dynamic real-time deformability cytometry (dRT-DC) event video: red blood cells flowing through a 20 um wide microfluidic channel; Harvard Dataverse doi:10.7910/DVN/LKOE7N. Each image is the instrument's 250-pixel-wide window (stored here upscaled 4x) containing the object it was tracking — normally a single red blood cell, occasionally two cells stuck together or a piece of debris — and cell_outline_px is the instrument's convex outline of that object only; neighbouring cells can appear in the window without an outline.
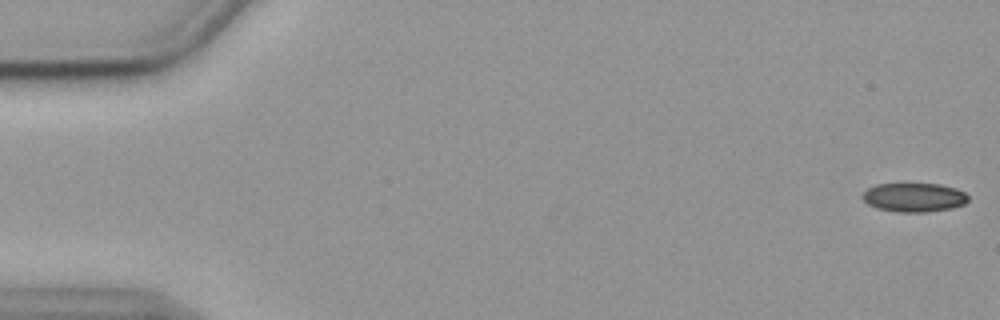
{"species": "common noctule bat (a hibernating species)", "species_latin": "Nyctalus noctula", "temperature_condition": "cold", "stored_images_in_passage": 9, "camera_frame_rate_fps": 3000, "um_per_image_px": 0.085, "animal": {"sex": "female", "body_mass_g": 19.9}, "frame": {"image": 1, "passage_image": 1, "time_ms": 0.0, "image_size_px": [1000, 320], "cell_outline_px": [[968, 200], [964, 204], [952, 208], [924, 212], [900, 212], [876, 208], [868, 204], [860, 196], [868, 188], [876, 184], [904, 180], [940, 184], [956, 188], [964, 192], [968, 196]], "centroid_in_image_um": [77.65, 16.71], "position_along_channel_um": 7.3, "area_um2": 18.73}}